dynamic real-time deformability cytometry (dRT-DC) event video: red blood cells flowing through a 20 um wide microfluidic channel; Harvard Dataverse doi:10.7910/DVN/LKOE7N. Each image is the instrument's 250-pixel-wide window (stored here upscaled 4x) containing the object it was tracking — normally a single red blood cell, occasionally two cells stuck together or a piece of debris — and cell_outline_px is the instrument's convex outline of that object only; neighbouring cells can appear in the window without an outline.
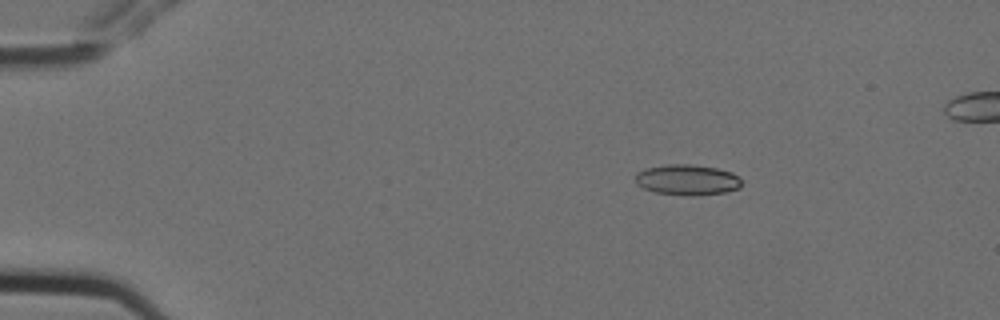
{"species": "Egyptian fruit bat (a non-hibernating species)", "species_latin": "Rousettus aegyptiacus", "temperature_condition": "cold", "stored_images_in_passage": 7, "camera_frame_rate_fps": 3000, "um_per_image_px": 0.085, "animal": {"sex": "female"}, "frame": {"image": 1, "passage_image": 3, "time_ms": 0.667, "image_size_px": [1000, 320], "cell_outline_px": [[740, 188], [724, 192], [692, 196], [656, 192], [644, 188], [636, 184], [636, 172], [644, 168], [668, 164], [688, 164], [716, 168], [732, 172], [740, 180]], "centroid_in_image_um": [58.38, 15.28], "position_along_channel_um": 26.6, "area_um2": 18.79}}
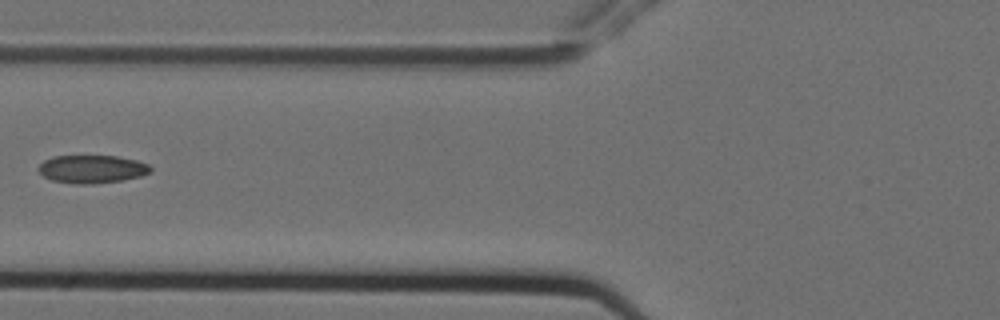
{"frame": {"image": 2, "passage_image": 7, "time_ms": 2.0, "image_size_px": [1000, 320], "cell_outline_px": [[152, 172], [140, 176], [120, 180], [92, 184], [76, 184], [52, 180], [44, 176], [36, 168], [44, 160], [52, 156], [116, 156], [136, 160], [148, 164], [152, 168]], "centroid_in_image_um": [7.81, 14.37], "position_along_channel_um": 118.0, "area_um2": 18.26}}